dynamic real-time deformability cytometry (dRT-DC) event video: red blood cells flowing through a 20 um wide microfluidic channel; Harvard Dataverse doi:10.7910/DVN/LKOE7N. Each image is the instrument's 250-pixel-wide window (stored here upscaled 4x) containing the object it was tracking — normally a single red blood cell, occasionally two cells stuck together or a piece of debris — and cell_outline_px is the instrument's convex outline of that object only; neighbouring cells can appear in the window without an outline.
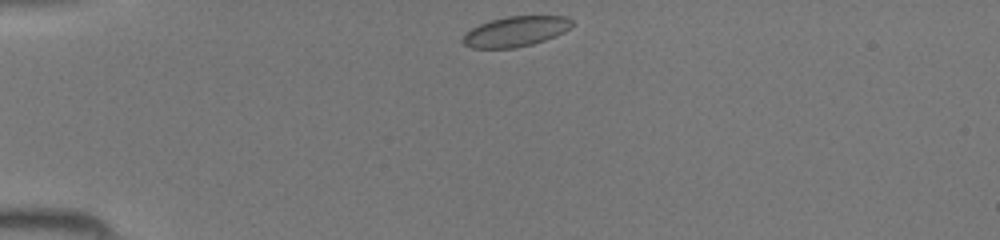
{"species": "common noctule bat (a hibernating species)", "species_latin": "Nyctalus noctula", "temperature_condition": "room temperature", "stored_images_in_passage": 35, "camera_frame_rate_fps": 3000, "um_per_image_px": 0.085, "animal": {"sex": "female", "body_mass_g": 19.5, "forearm_length_mm": 54.1}, "frame": {"image": 1, "passage_image": 1, "time_ms": 0.0, "image_size_px": [1000, 240], "cell_outline_px": [[572, 24], [564, 32], [556, 36], [532, 44], [516, 48], [472, 48], [464, 44], [460, 40], [464, 32], [480, 24], [492, 20], [508, 16], [568, 16], [572, 20]], "centroid_in_image_um": [43.8, 2.68], "position_along_channel_um": 41.2, "area_um2": 19.25}}
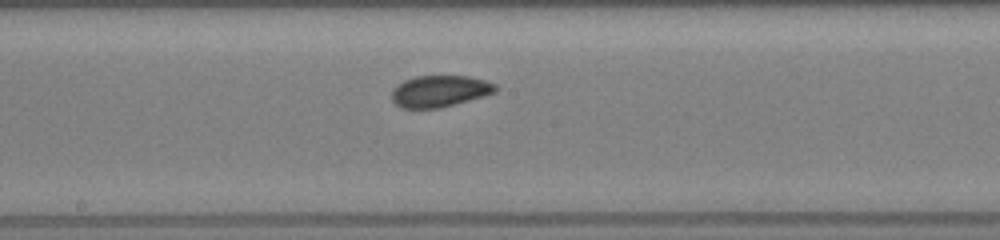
{"frame": {"image": 2, "passage_image": 15, "time_ms": 4.667, "image_size_px": [1000, 240], "cell_outline_px": [[496, 92], [484, 96], [440, 108], [400, 108], [392, 100], [392, 88], [396, 84], [404, 80], [416, 76], [468, 76], [484, 80], [496, 84]], "centroid_in_image_um": [37.34, 7.75], "position_along_channel_um": 210.9, "area_um2": 19.13}}
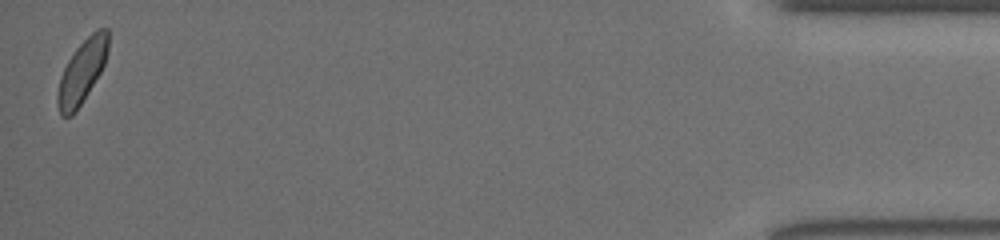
{"frame": {"image": 3, "passage_image": 35, "time_ms": 11.333, "image_size_px": [1000, 240], "cell_outline_px": [[108, 48], [104, 64], [100, 72], [76, 112], [72, 116], [60, 116], [56, 104], [56, 96], [60, 76], [68, 60], [76, 48], [96, 28], [108, 28]], "centroid_in_image_um": [6.94, 6.11], "position_along_channel_um": 428.3, "area_um2": 18.61}}